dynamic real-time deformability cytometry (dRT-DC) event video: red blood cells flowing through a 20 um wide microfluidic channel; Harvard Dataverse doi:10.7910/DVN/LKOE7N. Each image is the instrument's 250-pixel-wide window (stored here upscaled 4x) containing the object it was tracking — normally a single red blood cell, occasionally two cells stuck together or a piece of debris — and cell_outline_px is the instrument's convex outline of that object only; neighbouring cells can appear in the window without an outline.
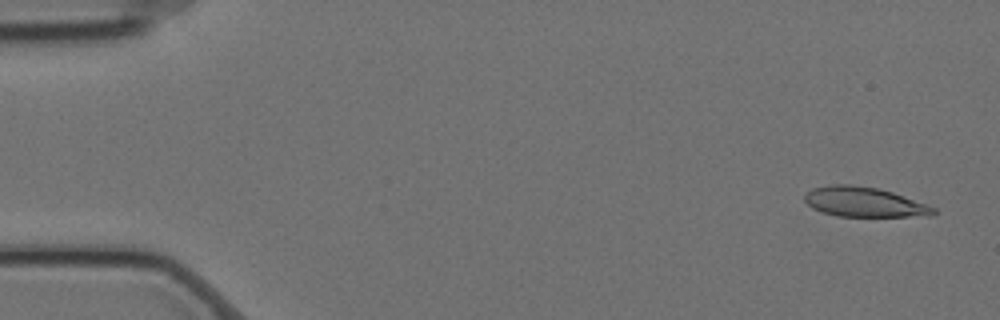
{"species": "Egyptian fruit bat (a non-hibernating species)", "species_latin": "Rousettus aegyptiacus", "temperature_condition": "cold", "stored_images_in_passage": 59, "segment_of_instrument_passage": [1, 2], "camera_frame_rate_fps": 3000, "um_per_image_px": 0.085, "animal": {"sex": "female"}, "frame": {"image": 1, "passage_image": 3, "time_ms": 0.667, "image_size_px": [1000, 320], "cell_outline_px": [[936, 216], [836, 216], [812, 208], [804, 200], [804, 196], [812, 188], [828, 184], [852, 184], [876, 188], [892, 192], [928, 204], [936, 208]], "centroid_in_image_um": [73.48, 17.17], "position_along_channel_um": 11.5, "area_um2": 22.48}}
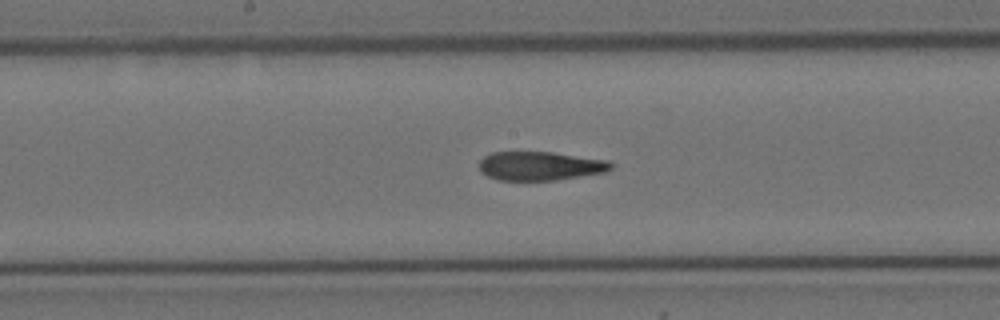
{"frame": {"image": 2, "passage_image": 30, "time_ms": 9.667, "image_size_px": [1000, 320], "cell_outline_px": [[616, 164], [612, 168], [604, 172], [556, 180], [500, 180], [488, 176], [480, 172], [480, 160], [484, 156], [492, 152], [552, 152], [608, 160]], "centroid_in_image_um": [45.93, 14.1], "position_along_channel_um": 202.3, "area_um2": 22.14}}
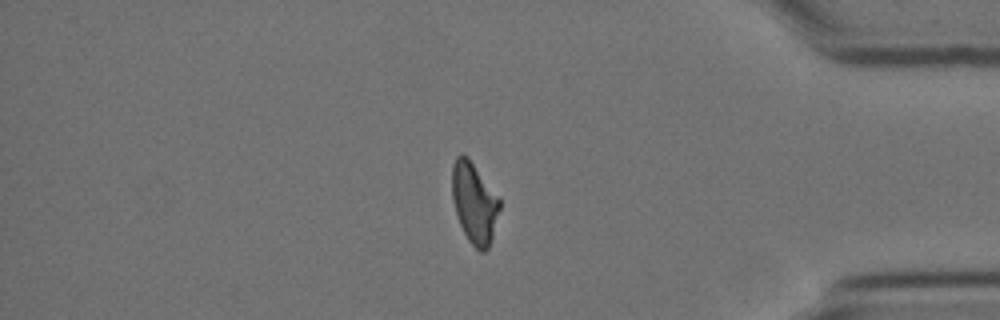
{"frame": {"image": 3, "passage_image": 49, "time_ms": 16.0, "image_size_px": [1000, 320], "cell_outline_px": [[500, 208], [492, 240], [488, 248], [484, 252], [480, 252], [468, 240], [460, 224], [452, 200], [452, 164], [456, 156], [460, 152], [468, 156], [500, 196]], "centroid_in_image_um": [40.33, 17.2], "position_along_channel_um": 394.9, "area_um2": 22.83}}